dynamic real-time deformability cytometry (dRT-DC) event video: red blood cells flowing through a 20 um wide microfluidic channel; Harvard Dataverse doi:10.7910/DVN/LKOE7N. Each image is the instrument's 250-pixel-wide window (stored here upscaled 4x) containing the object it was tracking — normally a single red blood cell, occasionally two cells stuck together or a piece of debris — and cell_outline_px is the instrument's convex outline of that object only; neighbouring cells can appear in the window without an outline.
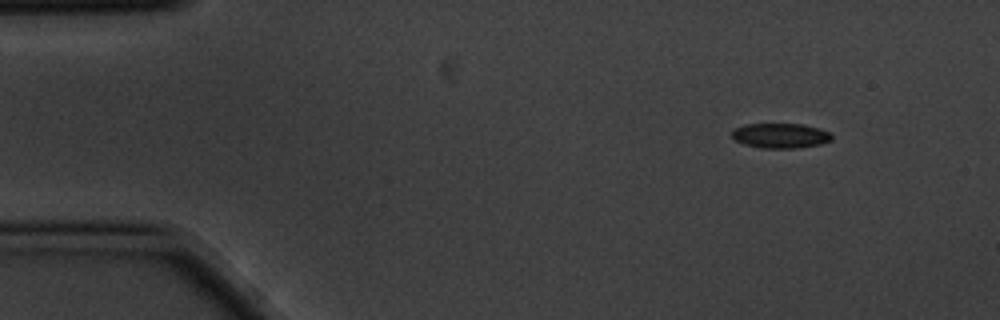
{"species": "common noctule bat (a hibernating species)", "species_latin": "Nyctalus noctula", "temperature_condition": "cold", "stored_images_in_passage": 3, "camera_frame_rate_fps": 3000, "um_per_image_px": 0.085, "animal": {"sex": "male", "body_mass_g": 20.1, "forearm_length_mm": 53.5}, "frame": {"image": 1, "passage_image": 1, "time_ms": 0.0, "image_size_px": [1000, 320], "cell_outline_px": [[832, 140], [820, 144], [796, 148], [760, 148], [744, 144], [736, 140], [732, 136], [732, 128], [744, 124], [804, 124], [820, 128], [828, 132], [832, 136]], "centroid_in_image_um": [66.32, 11.52], "position_along_channel_um": 18.7, "area_um2": 14.57}}
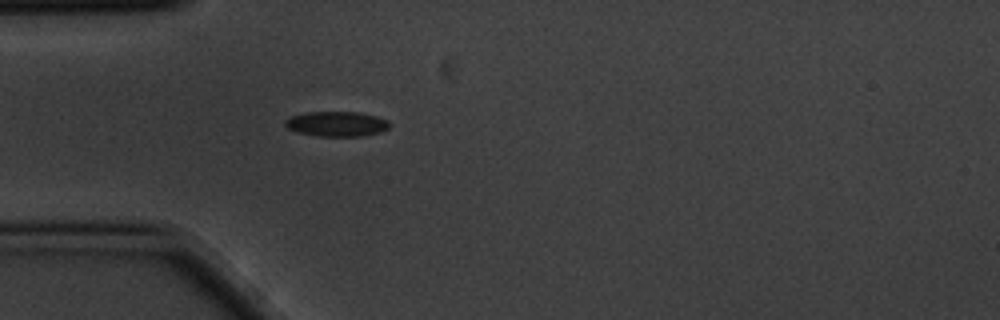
{"frame": {"image": 2, "passage_image": 3, "time_ms": 0.667, "image_size_px": [1000, 320], "cell_outline_px": [[388, 128], [380, 132], [360, 136], [320, 136], [300, 132], [288, 128], [284, 124], [284, 120], [288, 116], [304, 112], [360, 112], [376, 116], [388, 120]], "centroid_in_image_um": [28.58, 10.51], "position_along_channel_um": 56.4, "area_um2": 15.14}}